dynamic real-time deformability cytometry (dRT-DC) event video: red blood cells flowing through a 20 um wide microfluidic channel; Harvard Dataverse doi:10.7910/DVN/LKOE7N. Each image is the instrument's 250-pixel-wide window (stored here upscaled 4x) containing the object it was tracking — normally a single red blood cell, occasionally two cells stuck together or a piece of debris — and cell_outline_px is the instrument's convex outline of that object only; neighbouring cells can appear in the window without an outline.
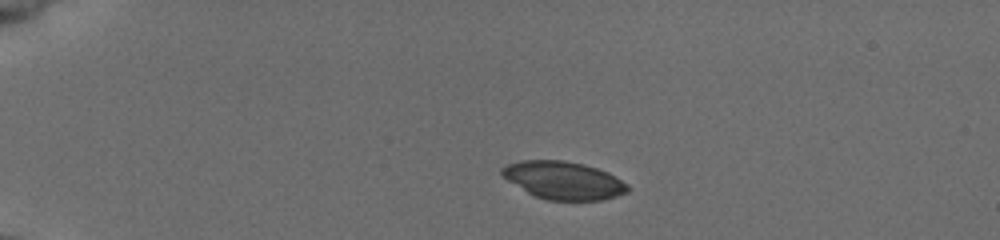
{"species": "common noctule bat (a hibernating species)", "species_latin": "Nyctalus noctula", "temperature_condition": "cold", "stored_images_in_passage": 42, "camera_frame_rate_fps": 3000, "um_per_image_px": 0.085, "animal": {"sex": "female", "body_mass_g": 19.5, "forearm_length_mm": 54.1}, "frame": {"image": 1, "passage_image": 1, "time_ms": 0.0, "image_size_px": [1000, 240], "cell_outline_px": [[628, 192], [616, 196], [600, 200], [548, 200], [536, 196], [528, 192], [508, 180], [500, 172], [500, 168], [508, 164], [520, 160], [564, 160], [584, 164], [608, 172], [616, 176], [628, 184]], "centroid_in_image_um": [47.92, 15.32], "position_along_channel_um": 37.1, "area_um2": 27.57}}
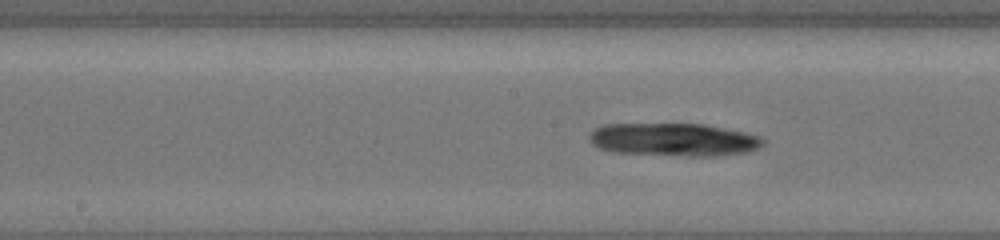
{"frame": {"image": 2, "passage_image": 18, "time_ms": 5.667, "image_size_px": [1000, 240], "cell_outline_px": [[764, 144], [760, 148], [748, 152], [716, 156], [688, 156], [612, 152], [600, 148], [592, 144], [588, 140], [588, 136], [596, 128], [604, 124], [704, 124], [744, 132], [760, 136], [764, 140]], "centroid_in_image_um": [57.28, 11.87], "position_along_channel_um": 190.9, "area_um2": 33.52}}
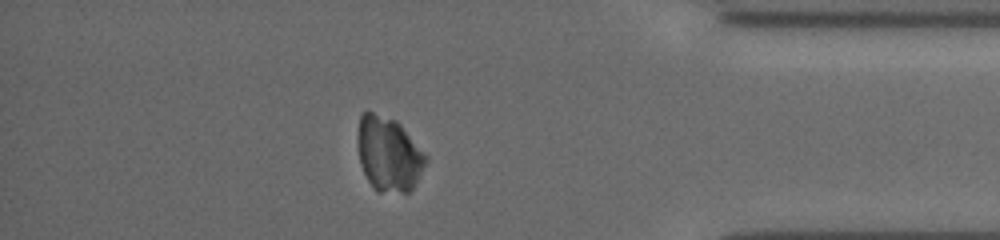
{"frame": {"image": 3, "passage_image": 36, "time_ms": 11.667, "image_size_px": [1000, 240], "cell_outline_px": [[428, 160], [412, 188], [408, 192], [376, 192], [368, 180], [360, 164], [356, 140], [356, 136], [360, 116], [364, 112], [372, 112], [396, 120], [400, 124], [428, 156]], "centroid_in_image_um": [33.01, 13.09], "position_along_channel_um": 402.2, "area_um2": 29.71}}